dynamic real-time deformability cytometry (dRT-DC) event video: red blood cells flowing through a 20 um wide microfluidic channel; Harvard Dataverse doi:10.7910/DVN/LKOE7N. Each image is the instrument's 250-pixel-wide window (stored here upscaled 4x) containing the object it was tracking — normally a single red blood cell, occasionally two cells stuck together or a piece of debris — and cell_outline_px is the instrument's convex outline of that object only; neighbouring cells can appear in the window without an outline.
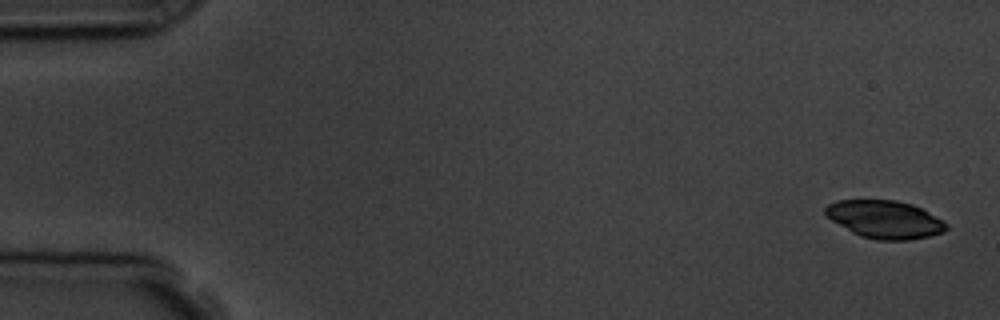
{"species": "common noctule bat (a hibernating species)", "species_latin": "Nyctalus noctula", "temperature_condition": "room temperature", "stored_images_in_passage": 5, "camera_frame_rate_fps": 3000, "um_per_image_px": 0.085, "animal": {"sex": "male", "body_mass_g": 19.5, "forearm_length_mm": 54.6}, "frame": {"image": 1, "passage_image": 1, "time_ms": 0.0, "image_size_px": [1000, 320], "cell_outline_px": [[948, 228], [944, 232], [928, 236], [908, 240], [876, 240], [860, 236], [852, 232], [832, 220], [824, 212], [824, 208], [828, 204], [836, 200], [896, 200], [912, 204], [928, 212], [948, 224]], "centroid_in_image_um": [75.2, 18.65], "position_along_channel_um": 9.8, "area_um2": 26.53}}
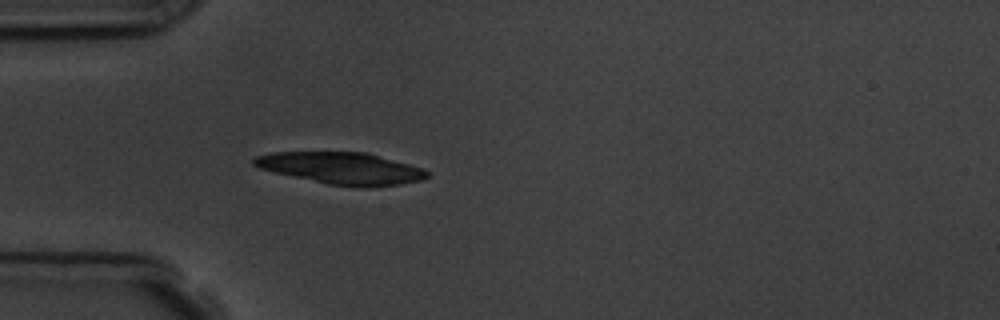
{"frame": {"image": 2, "passage_image": 5, "time_ms": 4.667, "image_size_px": [1000, 320], "cell_outline_px": [[428, 176], [420, 180], [400, 184], [368, 188], [364, 188], [328, 184], [276, 172], [260, 168], [252, 164], [252, 160], [256, 156], [272, 152], [364, 152], [408, 164], [420, 168], [428, 172]], "centroid_in_image_um": [29.01, 14.3], "position_along_channel_um": 56.0, "area_um2": 31.67}}